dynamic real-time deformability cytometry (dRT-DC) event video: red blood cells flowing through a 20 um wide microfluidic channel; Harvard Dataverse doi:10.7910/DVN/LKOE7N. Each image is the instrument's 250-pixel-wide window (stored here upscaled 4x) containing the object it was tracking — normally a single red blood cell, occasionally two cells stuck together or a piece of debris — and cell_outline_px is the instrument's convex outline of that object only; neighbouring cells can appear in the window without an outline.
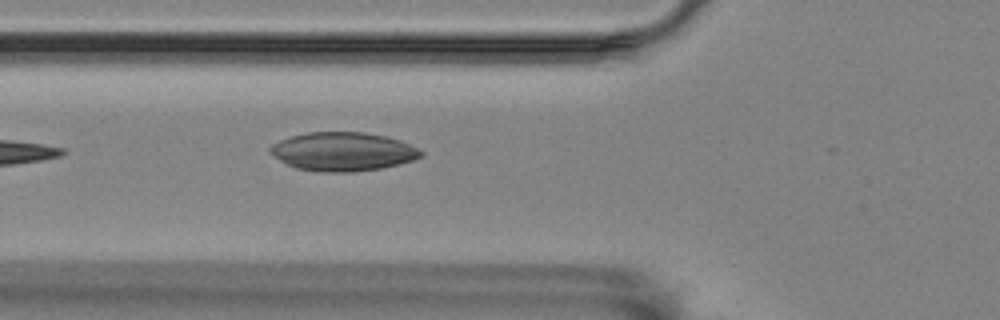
{"species": "Egyptian fruit bat (a non-hibernating species)", "species_latin": "Rousettus aegyptiacus", "temperature_condition": "room temperature", "stored_images_in_passage": 20, "camera_frame_rate_fps": 3000, "um_per_image_px": 0.085, "animal": {"sex": "female"}, "frame": {"image": 1, "passage_image": 5, "time_ms": 1.333, "image_size_px": [1000, 320], "cell_outline_px": [[424, 152], [420, 156], [412, 160], [380, 168], [352, 172], [320, 172], [296, 168], [280, 160], [268, 152], [268, 148], [272, 144], [280, 140], [292, 136], [308, 132], [364, 132], [384, 136], [400, 140]], "centroid_in_image_um": [29.09, 12.88], "position_along_channel_um": 96.7, "area_um2": 33.7}}
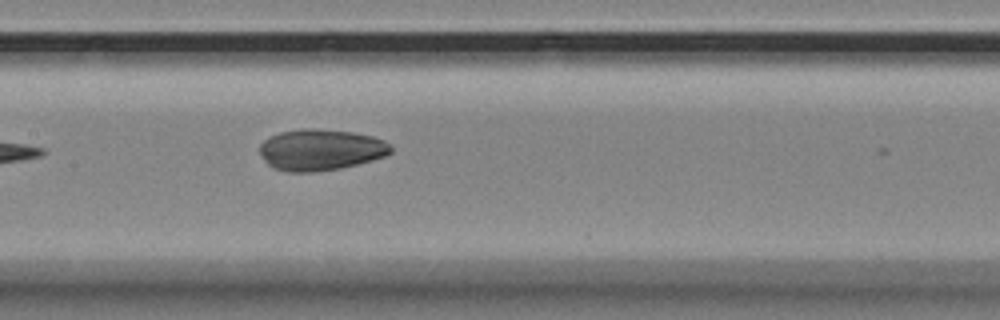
{"frame": {"image": 2, "passage_image": 12, "time_ms": 3.667, "image_size_px": [1000, 320], "cell_outline_px": [[392, 152], [384, 156], [372, 160], [340, 168], [312, 172], [288, 172], [272, 168], [264, 160], [260, 152], [260, 144], [264, 140], [280, 132], [304, 128], [312, 128], [352, 132], [372, 136], [384, 140], [392, 148]], "centroid_in_image_um": [27.24, 12.73], "position_along_channel_um": 180.2, "area_um2": 31.39}}
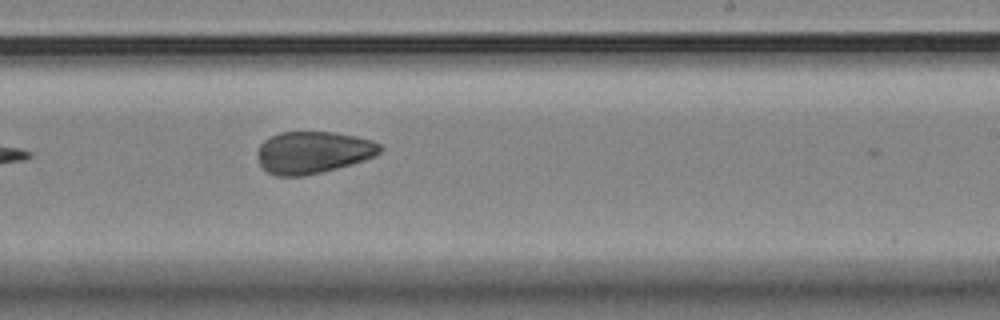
{"frame": {"image": 3, "passage_image": 19, "time_ms": 6.0, "image_size_px": [1000, 320], "cell_outline_px": [[384, 148], [376, 156], [352, 164], [304, 176], [276, 176], [268, 172], [260, 164], [256, 152], [260, 144], [264, 140], [280, 132], [332, 132], [356, 136], [372, 140], [380, 144]], "centroid_in_image_um": [26.62, 12.95], "position_along_channel_um": 262.4, "area_um2": 30.11}}